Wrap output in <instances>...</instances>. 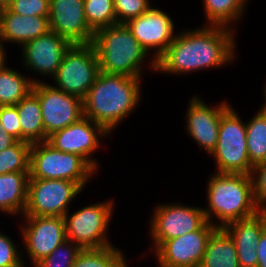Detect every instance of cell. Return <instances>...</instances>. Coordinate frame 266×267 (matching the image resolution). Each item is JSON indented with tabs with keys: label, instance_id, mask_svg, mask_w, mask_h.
Listing matches in <instances>:
<instances>
[{
	"label": "cell",
	"instance_id": "cell-35",
	"mask_svg": "<svg viewBox=\"0 0 266 267\" xmlns=\"http://www.w3.org/2000/svg\"><path fill=\"white\" fill-rule=\"evenodd\" d=\"M251 177L256 204L266 206V162L253 167Z\"/></svg>",
	"mask_w": 266,
	"mask_h": 267
},
{
	"label": "cell",
	"instance_id": "cell-4",
	"mask_svg": "<svg viewBox=\"0 0 266 267\" xmlns=\"http://www.w3.org/2000/svg\"><path fill=\"white\" fill-rule=\"evenodd\" d=\"M92 44L101 72L142 78L141 69L148 53L125 23L95 31Z\"/></svg>",
	"mask_w": 266,
	"mask_h": 267
},
{
	"label": "cell",
	"instance_id": "cell-3",
	"mask_svg": "<svg viewBox=\"0 0 266 267\" xmlns=\"http://www.w3.org/2000/svg\"><path fill=\"white\" fill-rule=\"evenodd\" d=\"M206 220L217 227L249 218L259 211L251 174L215 173L207 182ZM212 217V218H211ZM218 219V224L213 220Z\"/></svg>",
	"mask_w": 266,
	"mask_h": 267
},
{
	"label": "cell",
	"instance_id": "cell-37",
	"mask_svg": "<svg viewBox=\"0 0 266 267\" xmlns=\"http://www.w3.org/2000/svg\"><path fill=\"white\" fill-rule=\"evenodd\" d=\"M17 141L18 140L16 138L2 129V124L0 122V151L5 150Z\"/></svg>",
	"mask_w": 266,
	"mask_h": 267
},
{
	"label": "cell",
	"instance_id": "cell-38",
	"mask_svg": "<svg viewBox=\"0 0 266 267\" xmlns=\"http://www.w3.org/2000/svg\"><path fill=\"white\" fill-rule=\"evenodd\" d=\"M6 50L3 46V41L0 39V71L6 66Z\"/></svg>",
	"mask_w": 266,
	"mask_h": 267
},
{
	"label": "cell",
	"instance_id": "cell-28",
	"mask_svg": "<svg viewBox=\"0 0 266 267\" xmlns=\"http://www.w3.org/2000/svg\"><path fill=\"white\" fill-rule=\"evenodd\" d=\"M32 144L17 141L0 151V175L12 172H30V149Z\"/></svg>",
	"mask_w": 266,
	"mask_h": 267
},
{
	"label": "cell",
	"instance_id": "cell-17",
	"mask_svg": "<svg viewBox=\"0 0 266 267\" xmlns=\"http://www.w3.org/2000/svg\"><path fill=\"white\" fill-rule=\"evenodd\" d=\"M220 103L209 107L201 98L193 96L186 112L187 134L209 155L217 145L221 115L231 106L226 100Z\"/></svg>",
	"mask_w": 266,
	"mask_h": 267
},
{
	"label": "cell",
	"instance_id": "cell-29",
	"mask_svg": "<svg viewBox=\"0 0 266 267\" xmlns=\"http://www.w3.org/2000/svg\"><path fill=\"white\" fill-rule=\"evenodd\" d=\"M84 11L86 22L94 32L117 24L114 0H84Z\"/></svg>",
	"mask_w": 266,
	"mask_h": 267
},
{
	"label": "cell",
	"instance_id": "cell-31",
	"mask_svg": "<svg viewBox=\"0 0 266 267\" xmlns=\"http://www.w3.org/2000/svg\"><path fill=\"white\" fill-rule=\"evenodd\" d=\"M150 0H114L117 23H126L145 13L150 7Z\"/></svg>",
	"mask_w": 266,
	"mask_h": 267
},
{
	"label": "cell",
	"instance_id": "cell-5",
	"mask_svg": "<svg viewBox=\"0 0 266 267\" xmlns=\"http://www.w3.org/2000/svg\"><path fill=\"white\" fill-rule=\"evenodd\" d=\"M95 172L81 156L57 150L47 141L31 146L29 179L69 180L83 189Z\"/></svg>",
	"mask_w": 266,
	"mask_h": 267
},
{
	"label": "cell",
	"instance_id": "cell-34",
	"mask_svg": "<svg viewBox=\"0 0 266 267\" xmlns=\"http://www.w3.org/2000/svg\"><path fill=\"white\" fill-rule=\"evenodd\" d=\"M2 129L21 141V126L16 105L0 106Z\"/></svg>",
	"mask_w": 266,
	"mask_h": 267
},
{
	"label": "cell",
	"instance_id": "cell-23",
	"mask_svg": "<svg viewBox=\"0 0 266 267\" xmlns=\"http://www.w3.org/2000/svg\"><path fill=\"white\" fill-rule=\"evenodd\" d=\"M199 267H240L234 241L223 227L210 235Z\"/></svg>",
	"mask_w": 266,
	"mask_h": 267
},
{
	"label": "cell",
	"instance_id": "cell-18",
	"mask_svg": "<svg viewBox=\"0 0 266 267\" xmlns=\"http://www.w3.org/2000/svg\"><path fill=\"white\" fill-rule=\"evenodd\" d=\"M71 45L56 32L49 30L46 34L28 41L21 47L22 61L27 68L39 75L53 78Z\"/></svg>",
	"mask_w": 266,
	"mask_h": 267
},
{
	"label": "cell",
	"instance_id": "cell-24",
	"mask_svg": "<svg viewBox=\"0 0 266 267\" xmlns=\"http://www.w3.org/2000/svg\"><path fill=\"white\" fill-rule=\"evenodd\" d=\"M248 0H203L206 25L230 28L244 14ZM232 24V25H231Z\"/></svg>",
	"mask_w": 266,
	"mask_h": 267
},
{
	"label": "cell",
	"instance_id": "cell-7",
	"mask_svg": "<svg viewBox=\"0 0 266 267\" xmlns=\"http://www.w3.org/2000/svg\"><path fill=\"white\" fill-rule=\"evenodd\" d=\"M99 73L93 44H73L66 51L53 77L56 84L54 87L83 100Z\"/></svg>",
	"mask_w": 266,
	"mask_h": 267
},
{
	"label": "cell",
	"instance_id": "cell-8",
	"mask_svg": "<svg viewBox=\"0 0 266 267\" xmlns=\"http://www.w3.org/2000/svg\"><path fill=\"white\" fill-rule=\"evenodd\" d=\"M113 200L87 205L64 216L66 239L81 249H96L113 244L107 238V230L113 214Z\"/></svg>",
	"mask_w": 266,
	"mask_h": 267
},
{
	"label": "cell",
	"instance_id": "cell-30",
	"mask_svg": "<svg viewBox=\"0 0 266 267\" xmlns=\"http://www.w3.org/2000/svg\"><path fill=\"white\" fill-rule=\"evenodd\" d=\"M81 250L73 241L66 239L51 254L38 261L34 267H72Z\"/></svg>",
	"mask_w": 266,
	"mask_h": 267
},
{
	"label": "cell",
	"instance_id": "cell-27",
	"mask_svg": "<svg viewBox=\"0 0 266 267\" xmlns=\"http://www.w3.org/2000/svg\"><path fill=\"white\" fill-rule=\"evenodd\" d=\"M123 253L114 245L82 249L72 267H128Z\"/></svg>",
	"mask_w": 266,
	"mask_h": 267
},
{
	"label": "cell",
	"instance_id": "cell-6",
	"mask_svg": "<svg viewBox=\"0 0 266 267\" xmlns=\"http://www.w3.org/2000/svg\"><path fill=\"white\" fill-rule=\"evenodd\" d=\"M231 107L221 115L218 141L211 155L217 173L251 174L254 166L248 157L246 123Z\"/></svg>",
	"mask_w": 266,
	"mask_h": 267
},
{
	"label": "cell",
	"instance_id": "cell-21",
	"mask_svg": "<svg viewBox=\"0 0 266 267\" xmlns=\"http://www.w3.org/2000/svg\"><path fill=\"white\" fill-rule=\"evenodd\" d=\"M29 173L12 172L0 175V211L10 215H24Z\"/></svg>",
	"mask_w": 266,
	"mask_h": 267
},
{
	"label": "cell",
	"instance_id": "cell-25",
	"mask_svg": "<svg viewBox=\"0 0 266 267\" xmlns=\"http://www.w3.org/2000/svg\"><path fill=\"white\" fill-rule=\"evenodd\" d=\"M37 79L26 78L7 65L0 71V106L16 105L30 91Z\"/></svg>",
	"mask_w": 266,
	"mask_h": 267
},
{
	"label": "cell",
	"instance_id": "cell-20",
	"mask_svg": "<svg viewBox=\"0 0 266 267\" xmlns=\"http://www.w3.org/2000/svg\"><path fill=\"white\" fill-rule=\"evenodd\" d=\"M48 18L49 16H23L11 12L8 8L1 9L0 39L22 47L50 30Z\"/></svg>",
	"mask_w": 266,
	"mask_h": 267
},
{
	"label": "cell",
	"instance_id": "cell-22",
	"mask_svg": "<svg viewBox=\"0 0 266 267\" xmlns=\"http://www.w3.org/2000/svg\"><path fill=\"white\" fill-rule=\"evenodd\" d=\"M16 106L21 126V141L30 144L47 141L38 96L30 91Z\"/></svg>",
	"mask_w": 266,
	"mask_h": 267
},
{
	"label": "cell",
	"instance_id": "cell-16",
	"mask_svg": "<svg viewBox=\"0 0 266 267\" xmlns=\"http://www.w3.org/2000/svg\"><path fill=\"white\" fill-rule=\"evenodd\" d=\"M50 31L73 44L92 43L94 31L85 18L84 0H50Z\"/></svg>",
	"mask_w": 266,
	"mask_h": 267
},
{
	"label": "cell",
	"instance_id": "cell-2",
	"mask_svg": "<svg viewBox=\"0 0 266 267\" xmlns=\"http://www.w3.org/2000/svg\"><path fill=\"white\" fill-rule=\"evenodd\" d=\"M141 80L100 71L83 99V116L100 124L111 134L138 106L142 96Z\"/></svg>",
	"mask_w": 266,
	"mask_h": 267
},
{
	"label": "cell",
	"instance_id": "cell-13",
	"mask_svg": "<svg viewBox=\"0 0 266 267\" xmlns=\"http://www.w3.org/2000/svg\"><path fill=\"white\" fill-rule=\"evenodd\" d=\"M216 228L207 221L197 231L164 241L154 250L159 267H199L207 241Z\"/></svg>",
	"mask_w": 266,
	"mask_h": 267
},
{
	"label": "cell",
	"instance_id": "cell-1",
	"mask_svg": "<svg viewBox=\"0 0 266 267\" xmlns=\"http://www.w3.org/2000/svg\"><path fill=\"white\" fill-rule=\"evenodd\" d=\"M234 32L205 24L198 29L179 31L156 61V72L179 75L229 64L237 56Z\"/></svg>",
	"mask_w": 266,
	"mask_h": 267
},
{
	"label": "cell",
	"instance_id": "cell-33",
	"mask_svg": "<svg viewBox=\"0 0 266 267\" xmlns=\"http://www.w3.org/2000/svg\"><path fill=\"white\" fill-rule=\"evenodd\" d=\"M13 241L0 232V267H25L22 252L17 250V245Z\"/></svg>",
	"mask_w": 266,
	"mask_h": 267
},
{
	"label": "cell",
	"instance_id": "cell-41",
	"mask_svg": "<svg viewBox=\"0 0 266 267\" xmlns=\"http://www.w3.org/2000/svg\"><path fill=\"white\" fill-rule=\"evenodd\" d=\"M263 93H264V97H265V99H264L265 103H264V105H262L261 108L266 112V89L265 88H264V92Z\"/></svg>",
	"mask_w": 266,
	"mask_h": 267
},
{
	"label": "cell",
	"instance_id": "cell-12",
	"mask_svg": "<svg viewBox=\"0 0 266 267\" xmlns=\"http://www.w3.org/2000/svg\"><path fill=\"white\" fill-rule=\"evenodd\" d=\"M126 26L147 53L154 51L150 65L156 71V61L175 39L174 23L170 16L152 6L142 15L128 20Z\"/></svg>",
	"mask_w": 266,
	"mask_h": 267
},
{
	"label": "cell",
	"instance_id": "cell-36",
	"mask_svg": "<svg viewBox=\"0 0 266 267\" xmlns=\"http://www.w3.org/2000/svg\"><path fill=\"white\" fill-rule=\"evenodd\" d=\"M256 252L258 258L257 267H266V231L261 234Z\"/></svg>",
	"mask_w": 266,
	"mask_h": 267
},
{
	"label": "cell",
	"instance_id": "cell-26",
	"mask_svg": "<svg viewBox=\"0 0 266 267\" xmlns=\"http://www.w3.org/2000/svg\"><path fill=\"white\" fill-rule=\"evenodd\" d=\"M246 144L250 163L255 167L266 162V112L260 108L246 122Z\"/></svg>",
	"mask_w": 266,
	"mask_h": 267
},
{
	"label": "cell",
	"instance_id": "cell-19",
	"mask_svg": "<svg viewBox=\"0 0 266 267\" xmlns=\"http://www.w3.org/2000/svg\"><path fill=\"white\" fill-rule=\"evenodd\" d=\"M223 228L234 241L240 267H257L256 249L265 231L260 214L229 222Z\"/></svg>",
	"mask_w": 266,
	"mask_h": 267
},
{
	"label": "cell",
	"instance_id": "cell-40",
	"mask_svg": "<svg viewBox=\"0 0 266 267\" xmlns=\"http://www.w3.org/2000/svg\"><path fill=\"white\" fill-rule=\"evenodd\" d=\"M13 0H0V10L7 8Z\"/></svg>",
	"mask_w": 266,
	"mask_h": 267
},
{
	"label": "cell",
	"instance_id": "cell-15",
	"mask_svg": "<svg viewBox=\"0 0 266 267\" xmlns=\"http://www.w3.org/2000/svg\"><path fill=\"white\" fill-rule=\"evenodd\" d=\"M23 244L33 266L66 240L64 217L22 216Z\"/></svg>",
	"mask_w": 266,
	"mask_h": 267
},
{
	"label": "cell",
	"instance_id": "cell-39",
	"mask_svg": "<svg viewBox=\"0 0 266 267\" xmlns=\"http://www.w3.org/2000/svg\"><path fill=\"white\" fill-rule=\"evenodd\" d=\"M258 213L260 214V217L263 220L264 230L266 231V206L259 207Z\"/></svg>",
	"mask_w": 266,
	"mask_h": 267
},
{
	"label": "cell",
	"instance_id": "cell-32",
	"mask_svg": "<svg viewBox=\"0 0 266 267\" xmlns=\"http://www.w3.org/2000/svg\"><path fill=\"white\" fill-rule=\"evenodd\" d=\"M7 8L23 16H49L50 0H13Z\"/></svg>",
	"mask_w": 266,
	"mask_h": 267
},
{
	"label": "cell",
	"instance_id": "cell-14",
	"mask_svg": "<svg viewBox=\"0 0 266 267\" xmlns=\"http://www.w3.org/2000/svg\"><path fill=\"white\" fill-rule=\"evenodd\" d=\"M109 135L103 126L83 116L77 122L53 132L47 142L57 150L81 156L97 170L99 167L92 155L101 146L100 137Z\"/></svg>",
	"mask_w": 266,
	"mask_h": 267
},
{
	"label": "cell",
	"instance_id": "cell-11",
	"mask_svg": "<svg viewBox=\"0 0 266 267\" xmlns=\"http://www.w3.org/2000/svg\"><path fill=\"white\" fill-rule=\"evenodd\" d=\"M32 91L38 96L47 136L61 130L83 117V100L67 94L45 82L34 83Z\"/></svg>",
	"mask_w": 266,
	"mask_h": 267
},
{
	"label": "cell",
	"instance_id": "cell-10",
	"mask_svg": "<svg viewBox=\"0 0 266 267\" xmlns=\"http://www.w3.org/2000/svg\"><path fill=\"white\" fill-rule=\"evenodd\" d=\"M149 224L155 250L164 242L199 230L206 222L203 208L168 203L156 206Z\"/></svg>",
	"mask_w": 266,
	"mask_h": 267
},
{
	"label": "cell",
	"instance_id": "cell-9",
	"mask_svg": "<svg viewBox=\"0 0 266 267\" xmlns=\"http://www.w3.org/2000/svg\"><path fill=\"white\" fill-rule=\"evenodd\" d=\"M82 189L76 182L60 179H29L23 216L64 217Z\"/></svg>",
	"mask_w": 266,
	"mask_h": 267
}]
</instances>
